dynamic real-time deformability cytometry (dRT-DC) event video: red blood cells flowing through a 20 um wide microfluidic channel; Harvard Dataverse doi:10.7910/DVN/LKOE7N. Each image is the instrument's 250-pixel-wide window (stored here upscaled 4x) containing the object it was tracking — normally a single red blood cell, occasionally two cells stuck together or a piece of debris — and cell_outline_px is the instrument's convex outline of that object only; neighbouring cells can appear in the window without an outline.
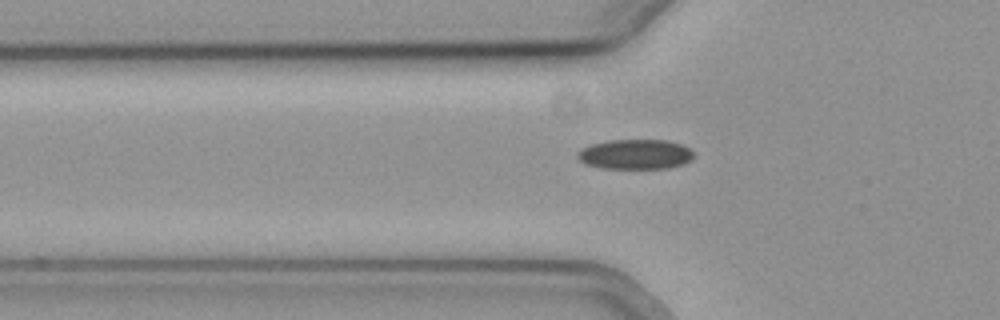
{"species": "common noctule bat (a hibernating species)", "species_latin": "Nyctalus noctula", "temperature_condition": "cold", "stored_images_in_passage": 41, "camera_frame_rate_fps": 3000, "um_per_image_px": 0.085, "animal": {"sex": "female", "body_mass_g": 19.3, "forearm_length_mm": 54.1}, "frame": {"image": 1, "passage_image": 11, "time_ms": 3.333, "image_size_px": [1000, 320], "cell_outline_px": [[692, 156], [684, 164], [668, 168], [600, 168], [584, 164], [576, 156], [584, 148], [592, 144], [608, 140], [664, 140], [680, 144], [688, 148], [692, 152]], "centroid_in_image_um": [53.97, 13.12], "position_along_channel_um": 71.8, "area_um2": 19.94}}
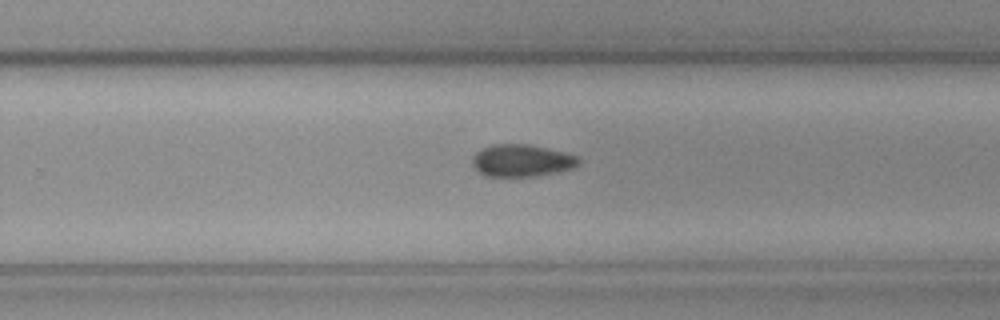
{"frame": {"image": 2, "passage_image": 28, "time_ms": 9.0, "image_size_px": [1000, 320], "cell_outline_px": [[580, 164], [572, 168], [560, 172], [536, 176], [484, 176], [476, 172], [472, 164], [472, 160], [476, 152], [492, 144], [528, 144], [564, 152], [580, 156]], "centroid_in_image_um": [44.36, 13.66], "position_along_channel_um": 285.4, "area_um2": 20.17}}
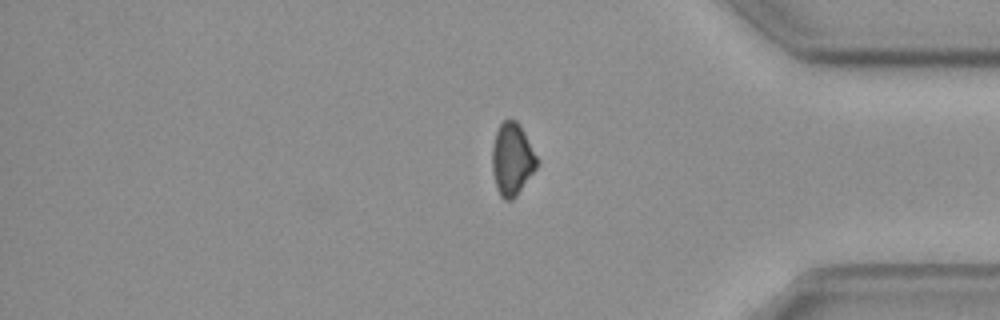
{"frame": {"image": 3, "passage_image": 38, "time_ms": 12.333, "image_size_px": [1000, 320], "cell_outline_px": [[540, 160], [536, 168], [516, 196], [512, 200], [504, 200], [500, 196], [496, 188], [492, 172], [492, 148], [496, 132], [500, 124], [504, 120], [516, 120], [520, 124]], "centroid_in_image_um": [43.53, 13.54], "position_along_channel_um": 391.7, "area_um2": 19.07}}